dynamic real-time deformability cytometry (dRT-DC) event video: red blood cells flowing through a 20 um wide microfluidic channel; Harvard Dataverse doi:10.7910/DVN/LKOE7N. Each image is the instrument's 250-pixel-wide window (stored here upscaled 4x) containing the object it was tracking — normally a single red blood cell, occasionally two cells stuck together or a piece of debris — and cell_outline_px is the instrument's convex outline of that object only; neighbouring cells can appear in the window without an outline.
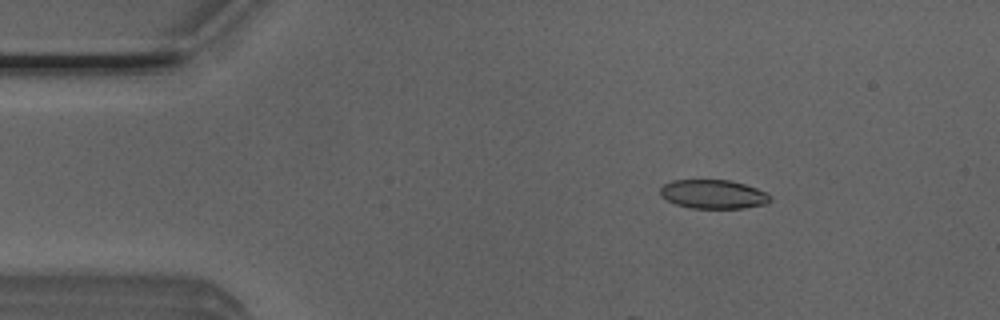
{"species": "Egyptian fruit bat (a non-hibernating species)", "species_latin": "Rousettus aegyptiacus", "temperature_condition": "room temperature", "stored_images_in_passage": 5, "camera_frame_rate_fps": 3000, "um_per_image_px": 0.085, "animal": {"sex": "male"}, "frame": {"image": 1, "passage_image": 3, "time_ms": 0.667, "image_size_px": [1000, 320], "cell_outline_px": [[772, 200], [768, 204], [744, 208], [692, 208], [676, 204], [660, 196], [660, 188], [664, 184], [672, 180], [728, 180], [744, 184], [756, 188], [772, 196]], "centroid_in_image_um": [60.64, 16.51], "position_along_channel_um": 24.4, "area_um2": 18.55}}